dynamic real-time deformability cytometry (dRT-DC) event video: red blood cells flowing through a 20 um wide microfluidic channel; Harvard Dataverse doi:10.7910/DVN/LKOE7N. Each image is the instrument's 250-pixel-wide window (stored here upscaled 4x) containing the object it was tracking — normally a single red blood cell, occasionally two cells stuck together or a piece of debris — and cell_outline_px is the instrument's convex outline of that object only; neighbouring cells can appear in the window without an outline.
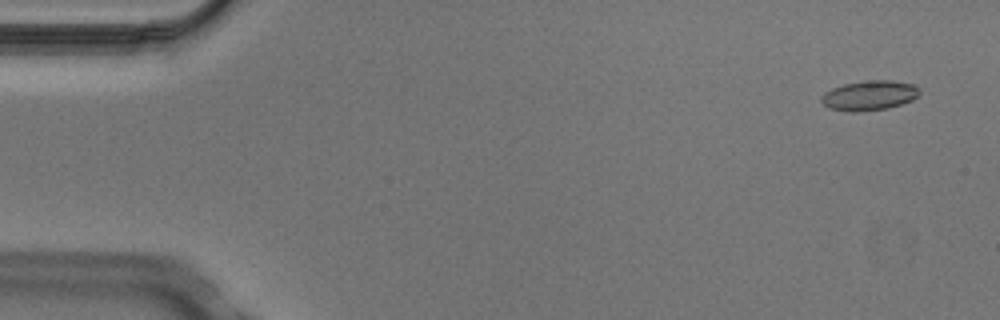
{"species": "Egyptian fruit bat (a non-hibernating species)", "species_latin": "Rousettus aegyptiacus", "temperature_condition": "cold", "stored_images_in_passage": 5, "camera_frame_rate_fps": 3000, "um_per_image_px": 0.085, "animal": {"sex": "male"}, "frame": {"image": 1, "passage_image": 1, "time_ms": 0.0, "image_size_px": [1000, 320], "cell_outline_px": [[920, 92], [912, 100], [888, 108], [856, 112], [852, 112], [832, 108], [824, 104], [820, 100], [820, 96], [824, 92], [832, 88], [844, 84], [864, 80], [888, 80], [912, 84], [920, 88]], "centroid_in_image_um": [73.88, 8.1], "position_along_channel_um": 11.1, "area_um2": 16.94}}
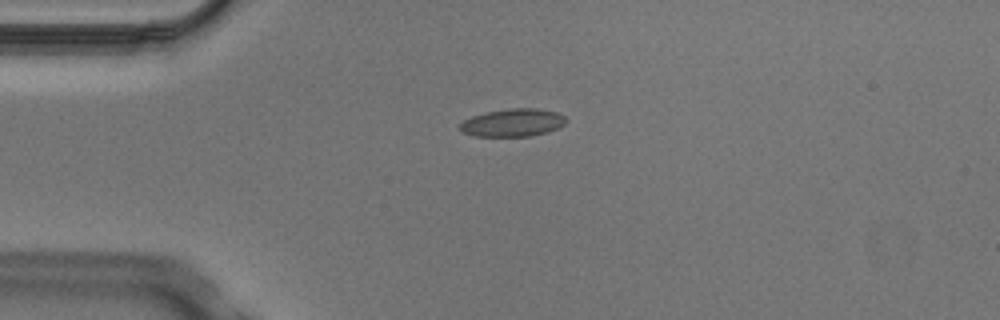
{"frame": {"image": 2, "passage_image": 4, "time_ms": 1.0, "image_size_px": [1000, 320], "cell_outline_px": [[568, 120], [564, 124], [548, 132], [532, 136], [476, 136], [464, 132], [460, 128], [460, 124], [464, 120], [472, 116], [488, 112], [512, 108], [536, 108], [556, 112], [564, 116]], "centroid_in_image_um": [43.62, 10.43], "position_along_channel_um": 41.4, "area_um2": 16.99}}